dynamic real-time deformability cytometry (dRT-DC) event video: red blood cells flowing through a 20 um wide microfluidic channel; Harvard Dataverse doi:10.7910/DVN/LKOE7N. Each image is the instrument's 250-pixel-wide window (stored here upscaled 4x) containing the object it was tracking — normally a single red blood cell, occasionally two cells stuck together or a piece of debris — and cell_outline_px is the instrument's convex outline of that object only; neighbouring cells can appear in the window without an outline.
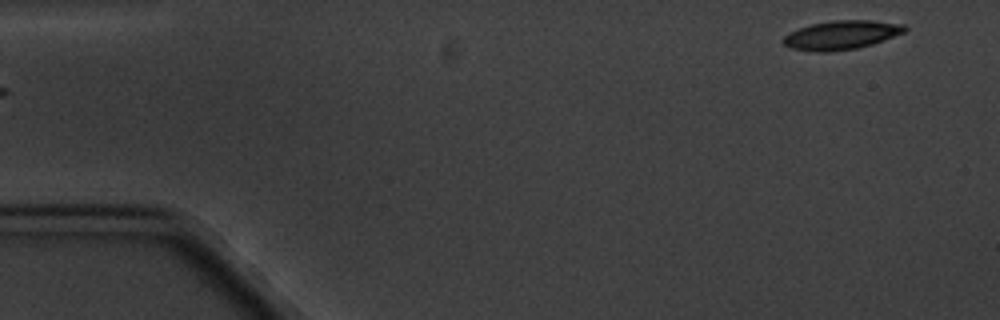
{"species": "common noctule bat (a hibernating species)", "species_latin": "Nyctalus noctula", "temperature_condition": "cold", "stored_images_in_passage": 6, "segment_of_instrument_passage": [2, 2], "camera_frame_rate_fps": 3000, "um_per_image_px": 0.085, "animal": {"sex": "male", "body_mass_g": 20.1, "forearm_length_mm": 53.5}, "frame": {"image": 1, "passage_image": 6, "time_ms": 5.667, "image_size_px": [1000, 320], "cell_outline_px": [[908, 28], [904, 32], [872, 44], [856, 48], [824, 52], [816, 52], [792, 48], [784, 44], [784, 36], [800, 28], [812, 24], [832, 20], [872, 20], [904, 24]], "centroid_in_image_um": [71.55, 2.96], "position_along_channel_um": 13.5, "area_um2": 20.11}}